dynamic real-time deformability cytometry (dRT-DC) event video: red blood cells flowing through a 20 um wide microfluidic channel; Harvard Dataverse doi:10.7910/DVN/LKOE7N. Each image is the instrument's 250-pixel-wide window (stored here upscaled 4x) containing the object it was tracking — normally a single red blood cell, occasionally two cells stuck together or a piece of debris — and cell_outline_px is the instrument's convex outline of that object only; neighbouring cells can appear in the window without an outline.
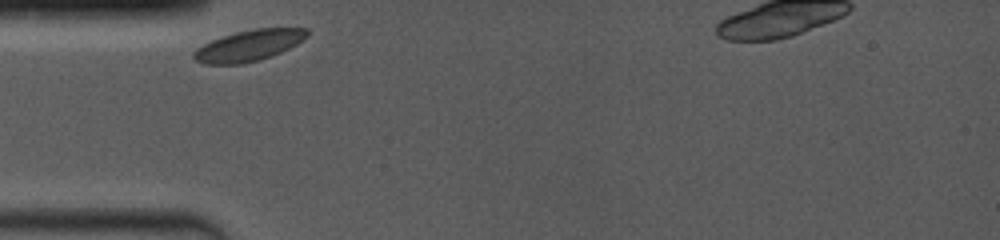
{"species": "common noctule bat (a hibernating species)", "species_latin": "Nyctalus noctula", "temperature_condition": "room temperature", "stored_images_in_passage": 2, "camera_frame_rate_fps": 4000, "um_per_image_px": 0.085, "animal": {"sex": "female", "body_mass_g": 19.0, "forearm_length_mm": 53.3}, "frame": {"image": 1, "passage_image": 1, "time_ms": 0.0, "image_size_px": [1000, 240], "cell_outline_px": [[308, 36], [296, 44], [272, 56], [260, 60], [240, 64], [204, 64], [196, 60], [192, 56], [192, 52], [196, 48], [212, 40], [236, 32], [256, 28], [308, 28]], "centroid_in_image_um": [21.14, 3.87], "position_along_channel_um": 63.9, "area_um2": 20.4}}
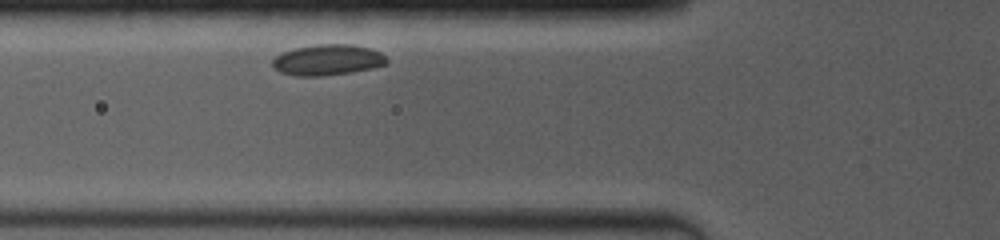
{"frame": {"image": 2, "passage_image": 2, "time_ms": 1.0, "image_size_px": [1000, 240], "cell_outline_px": [[388, 64], [372, 68], [352, 72], [320, 76], [296, 76], [280, 72], [272, 68], [272, 60], [276, 56], [284, 52], [296, 48], [316, 44], [352, 44], [368, 48], [380, 52], [388, 60]], "centroid_in_image_um": [27.84, 5.1], "position_along_channel_um": 98.0, "area_um2": 20.52}}